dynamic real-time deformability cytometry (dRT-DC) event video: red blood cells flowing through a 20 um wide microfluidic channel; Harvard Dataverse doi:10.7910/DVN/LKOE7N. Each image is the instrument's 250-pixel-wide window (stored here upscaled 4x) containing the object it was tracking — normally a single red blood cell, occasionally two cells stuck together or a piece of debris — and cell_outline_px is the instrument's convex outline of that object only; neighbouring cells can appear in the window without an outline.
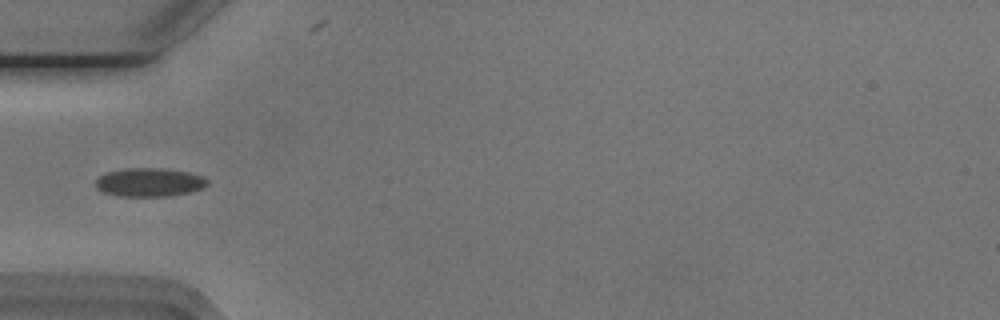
{"species": "Egyptian fruit bat (a non-hibernating species)", "species_latin": "Rousettus aegyptiacus", "temperature_condition": "cold", "stored_images_in_passage": 38, "camera_frame_rate_fps": 3000, "um_per_image_px": 0.085, "animal": {"sex": "male"}, "frame": {"image": 1, "passage_image": 1, "time_ms": 0.0, "image_size_px": [1000, 320], "cell_outline_px": [[208, 184], [204, 188], [192, 192], [172, 196], [116, 196], [104, 192], [96, 188], [96, 180], [100, 176], [108, 172], [124, 168], [164, 168], [188, 172], [204, 176], [208, 180]], "centroid_in_image_um": [12.74, 15.5], "position_along_channel_um": 72.3, "area_um2": 18.84}}
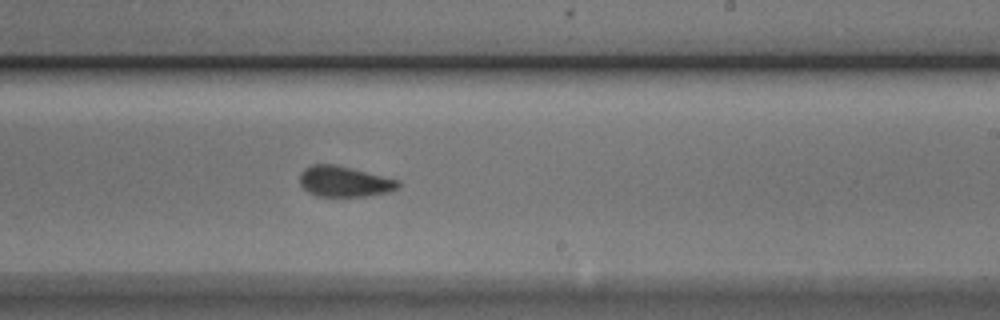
{"frame": {"image": 2, "passage_image": 16, "time_ms": 5.0, "image_size_px": [1000, 320], "cell_outline_px": [[400, 188], [388, 192], [368, 196], [316, 196], [308, 192], [300, 184], [300, 172], [304, 168], [312, 164], [336, 164], [400, 180]], "centroid_in_image_um": [29.28, 15.42], "position_along_channel_um": 259.7, "area_um2": 17.74}}
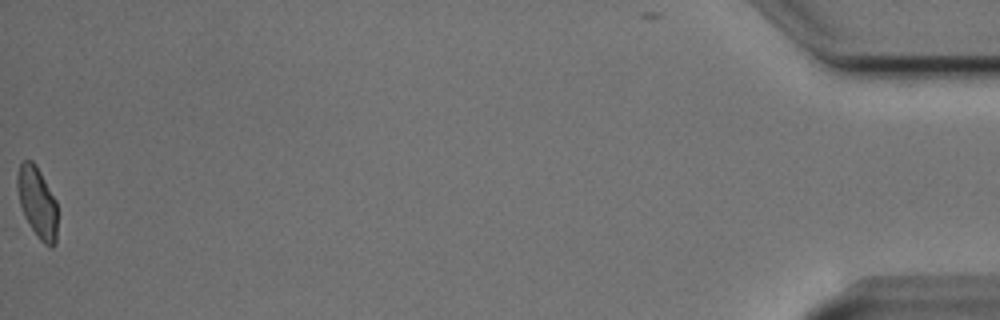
{"frame": {"image": 3, "passage_image": 38, "time_ms": 12.333, "image_size_px": [1000, 320], "cell_outline_px": [[56, 244], [52, 248], [44, 244], [36, 236], [24, 216], [20, 204], [16, 188], [16, 176], [20, 164], [24, 160], [32, 160], [36, 164], [56, 200]], "centroid_in_image_um": [3.15, 17.2], "position_along_channel_um": 432.0, "area_um2": 16.7}, "authors_computed_cell_mechanics": {"area_um2": 17.7446, "velocity_mm_per_s": 3.7485, "shape_relaxation_time_tau1_ms": 4.6532, "shape_relaxation_time_tau2_ms": 1.894, "deformation_change_tau1": 0.1051, "deformation_change_tau2": 0.0414}}